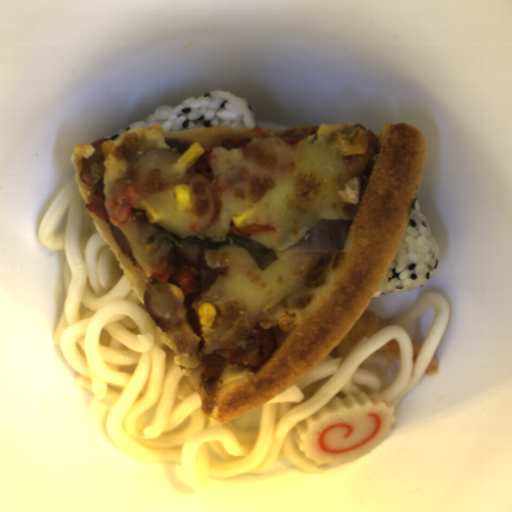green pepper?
Listing matches in <instances>:
<instances>
[{
    "instance_id": "green-pepper-1",
    "label": "green pepper",
    "mask_w": 512,
    "mask_h": 512,
    "mask_svg": "<svg viewBox=\"0 0 512 512\" xmlns=\"http://www.w3.org/2000/svg\"><path fill=\"white\" fill-rule=\"evenodd\" d=\"M146 241L149 243L167 241L174 246H198L209 250L218 249L224 246L240 247L249 253L263 271L277 260L276 252L272 248H267L261 242L251 238H244L231 233L226 234L223 241H214L209 237L201 239L196 235L180 238L168 230H161L146 238Z\"/></svg>"
}]
</instances>
